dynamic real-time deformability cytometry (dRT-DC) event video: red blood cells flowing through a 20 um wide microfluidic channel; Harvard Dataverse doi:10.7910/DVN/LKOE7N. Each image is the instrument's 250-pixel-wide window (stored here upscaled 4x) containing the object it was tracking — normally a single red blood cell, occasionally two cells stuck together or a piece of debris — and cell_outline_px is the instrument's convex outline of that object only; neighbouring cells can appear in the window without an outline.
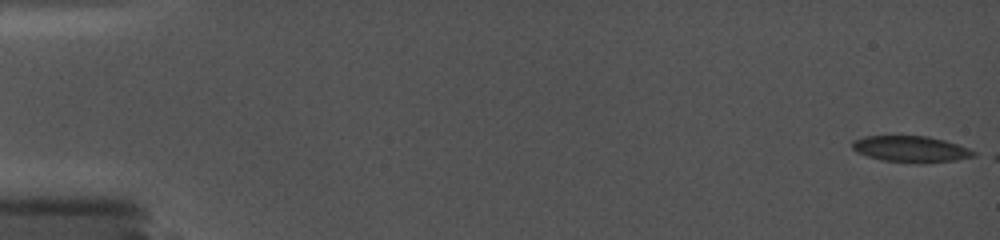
{"species": "common noctule bat (a hibernating species)", "species_latin": "Nyctalus noctula", "temperature_condition": "cold", "stored_images_in_passage": 37, "camera_frame_rate_fps": 5000, "um_per_image_px": 0.085, "animal": {"sex": "female", "body_mass_g": 19.0, "forearm_length_mm": 56.7}, "frame": {"image": 1, "passage_image": 1, "time_ms": 0.0, "image_size_px": [1000, 240], "cell_outline_px": [[976, 156], [956, 160], [880, 160], [856, 152], [852, 148], [852, 140], [864, 136], [928, 136], [944, 140], [968, 148], [976, 152]], "centroid_in_image_um": [77.36, 12.62], "position_along_channel_um": 7.6, "area_um2": 17.63}}
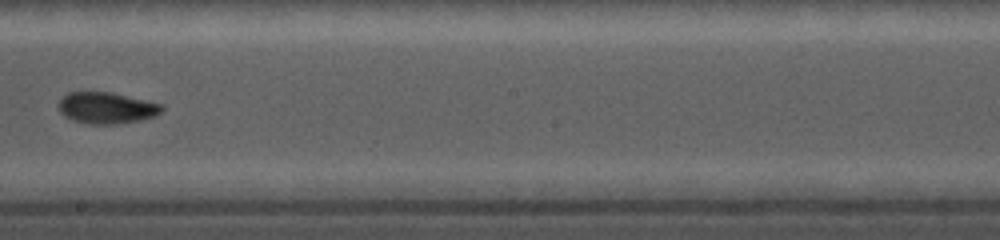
{"frame": {"image": 2, "passage_image": 24, "time_ms": 10.4, "image_size_px": [1000, 240], "cell_outline_px": [[164, 108], [156, 116], [140, 120], [116, 124], [88, 124], [72, 120], [64, 116], [60, 112], [60, 100], [68, 92], [112, 92], [164, 104]], "centroid_in_image_um": [9.09, 9.17], "position_along_channel_um": 239.1, "area_um2": 18.96}}
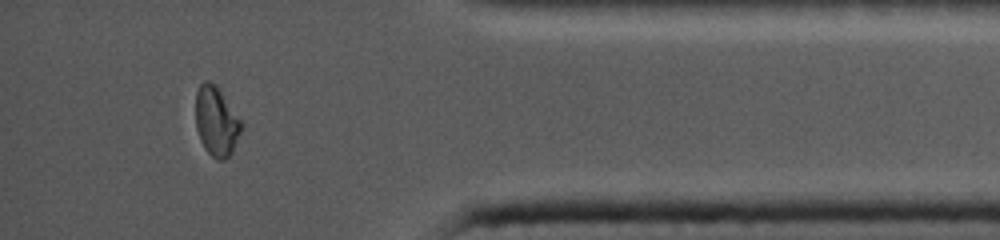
{"frame": {"image": 3, "passage_image": 35, "time_ms": 15.4, "image_size_px": [1000, 240], "cell_outline_px": [[244, 128], [232, 152], [224, 160], [216, 160], [204, 148], [200, 140], [196, 128], [196, 92], [200, 84], [204, 80], [208, 80], [216, 84], [244, 124]], "centroid_in_image_um": [18.41, 10.31], "position_along_channel_um": 416.8, "area_um2": 18.79}}